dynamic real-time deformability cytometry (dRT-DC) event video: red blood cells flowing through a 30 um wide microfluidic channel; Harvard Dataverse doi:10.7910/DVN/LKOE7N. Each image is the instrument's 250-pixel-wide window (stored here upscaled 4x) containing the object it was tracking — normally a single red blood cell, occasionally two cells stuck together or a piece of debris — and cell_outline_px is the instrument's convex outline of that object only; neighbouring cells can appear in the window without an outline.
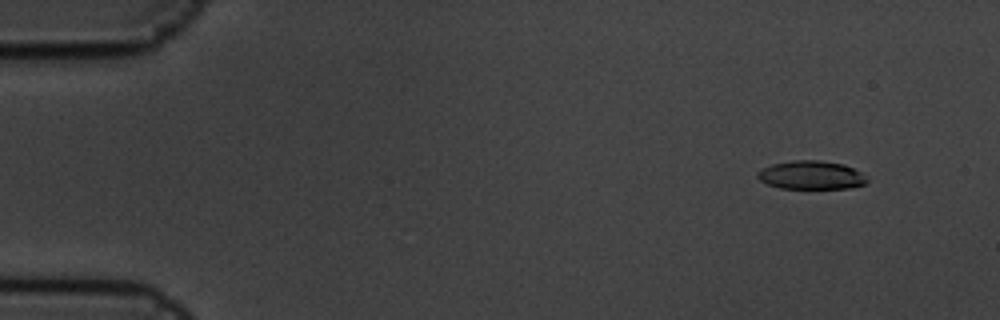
{"species": "common noctule bat (a hibernating species)", "species_latin": "Nyctalus noctula", "temperature_condition": "cold", "stored_images_in_passage": 5, "camera_frame_rate_fps": 3000, "um_per_image_px": 0.085, "animal": {"sex": "male", "body_mass_g": 19.5, "forearm_length_mm": 54.6}, "frame": {"image": 1, "passage_image": 2, "time_ms": 0.333, "image_size_px": [1000, 320], "cell_outline_px": [[868, 180], [864, 184], [848, 188], [780, 188], [768, 184], [760, 180], [756, 176], [756, 172], [772, 164], [796, 160], [820, 160], [844, 164], [860, 172]], "centroid_in_image_um": [68.93, 14.88], "position_along_channel_um": 16.1, "area_um2": 17.98}}
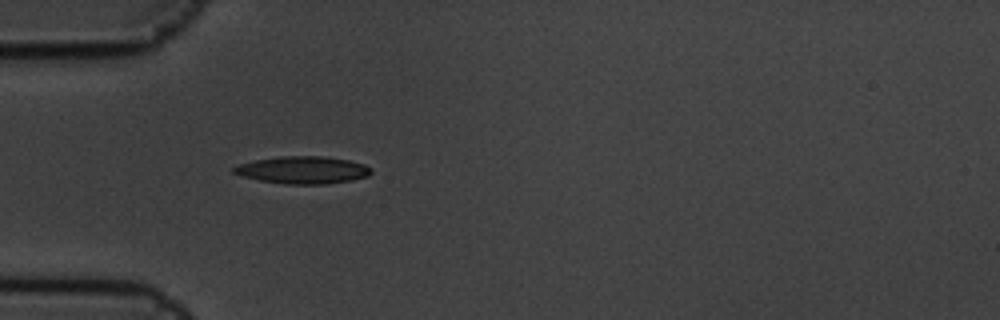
{"frame": {"image": 2, "passage_image": 5, "time_ms": 1.333, "image_size_px": [1000, 320], "cell_outline_px": [[372, 172], [368, 176], [352, 180], [324, 184], [284, 184], [260, 180], [244, 176], [232, 172], [232, 168], [240, 164], [256, 160], [280, 156], [324, 156], [348, 160], [364, 164], [372, 168]], "centroid_in_image_um": [25.77, 14.45], "position_along_channel_um": 59.2, "area_um2": 21.79}}